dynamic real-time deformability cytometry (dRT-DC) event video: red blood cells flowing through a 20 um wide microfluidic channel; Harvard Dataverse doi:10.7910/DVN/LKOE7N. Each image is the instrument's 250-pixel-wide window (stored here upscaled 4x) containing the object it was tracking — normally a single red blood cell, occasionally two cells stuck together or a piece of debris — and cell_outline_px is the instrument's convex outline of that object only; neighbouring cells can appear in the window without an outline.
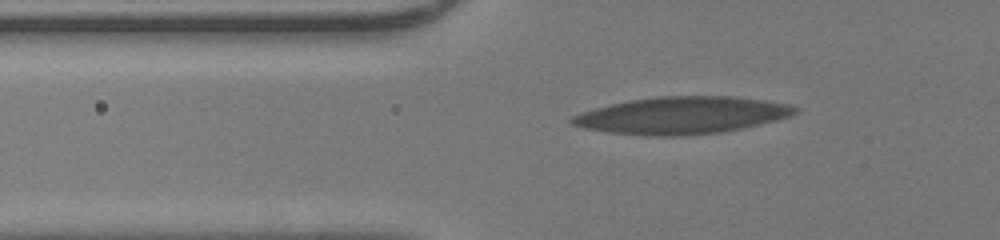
{"species": "human", "species_latin": "Homo sapiens", "temperature_condition": "room temperature", "stored_images_in_passage": 35, "camera_frame_rate_fps": 3000, "um_per_image_px": 0.085, "donor": {"sex": "male"}, "frame": {"image": 1, "passage_image": 4, "time_ms": 1.0, "image_size_px": [1000, 240], "cell_outline_px": [[800, 108], [796, 112], [788, 116], [776, 120], [744, 128], [720, 132], [680, 136], [652, 136], [608, 132], [584, 128], [572, 124], [568, 120], [572, 116], [580, 112], [612, 104], [632, 100], [656, 96], [732, 96], [764, 100], [788, 104]], "centroid_in_image_um": [57.95, 9.8], "position_along_channel_um": 67.8, "area_um2": 48.09}}
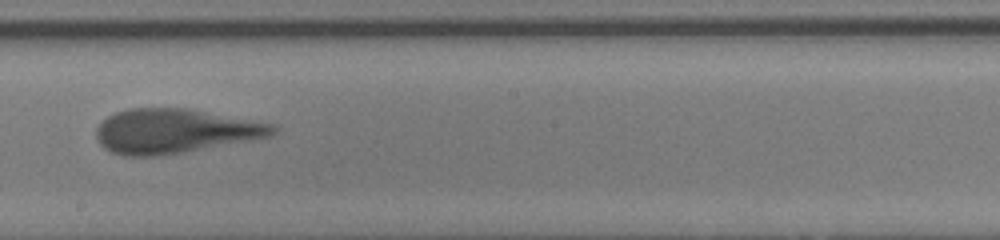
{"frame": {"image": 2, "passage_image": 17, "time_ms": 5.333, "image_size_px": [1000, 240], "cell_outline_px": [[280, 128], [272, 136], [184, 152], [156, 156], [124, 156], [112, 152], [104, 148], [100, 144], [96, 136], [96, 128], [108, 116], [116, 112], [128, 108], [188, 108], [276, 124]], "centroid_in_image_um": [14.88, 11.13], "position_along_channel_um": 233.3, "area_um2": 45.78}}
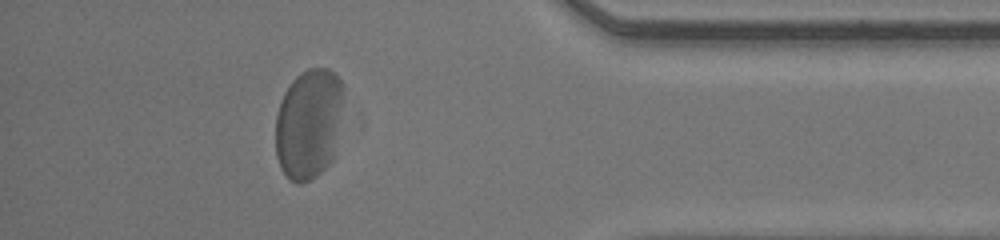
{"frame": {"image": 3, "passage_image": 31, "time_ms": 10.0, "image_size_px": [1000, 240], "cell_outline_px": [[344, 92], [332, 160], [316, 176], [300, 184], [296, 184], [280, 168], [276, 156], [276, 116], [284, 92], [292, 80], [300, 72], [308, 68], [328, 68], [344, 84]], "centroid_in_image_um": [26.22, 10.49], "position_along_channel_um": 409.0, "area_um2": 43.47}, "authors_computed_cell_mechanics": {"area_um2": 46.1822, "velocity_mm_per_s": 4.1715, "shape_relaxation_time_tau1_ms": 3.1128, "shape_relaxation_time_tau2_ms": 0.8403, "deformation_change_tau1": 0.1522, "deformation_change_tau2": 0.0965}}